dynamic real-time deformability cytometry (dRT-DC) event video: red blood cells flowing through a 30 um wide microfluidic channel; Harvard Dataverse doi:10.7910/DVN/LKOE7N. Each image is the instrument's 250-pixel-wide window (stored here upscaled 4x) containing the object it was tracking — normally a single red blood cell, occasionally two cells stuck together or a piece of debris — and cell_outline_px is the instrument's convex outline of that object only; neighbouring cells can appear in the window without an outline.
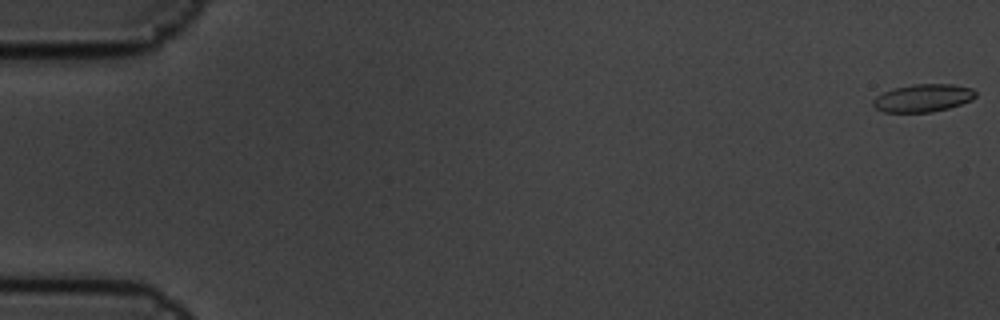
{"species": "common noctule bat (a hibernating species)", "species_latin": "Nyctalus noctula", "temperature_condition": "cold", "stored_images_in_passage": 6, "camera_frame_rate_fps": 3000, "um_per_image_px": 0.085, "animal": {"sex": "male", "body_mass_g": 19.5, "forearm_length_mm": 54.6}, "frame": {"image": 1, "passage_image": 1, "time_ms": 0.0, "image_size_px": [1000, 320], "cell_outline_px": [[976, 96], [972, 100], [948, 108], [932, 112], [884, 112], [876, 108], [872, 104], [872, 100], [876, 96], [892, 88], [912, 84], [952, 84], [972, 88], [976, 92]], "centroid_in_image_um": [78.45, 8.32], "position_along_channel_um": 6.6, "area_um2": 16.65}}